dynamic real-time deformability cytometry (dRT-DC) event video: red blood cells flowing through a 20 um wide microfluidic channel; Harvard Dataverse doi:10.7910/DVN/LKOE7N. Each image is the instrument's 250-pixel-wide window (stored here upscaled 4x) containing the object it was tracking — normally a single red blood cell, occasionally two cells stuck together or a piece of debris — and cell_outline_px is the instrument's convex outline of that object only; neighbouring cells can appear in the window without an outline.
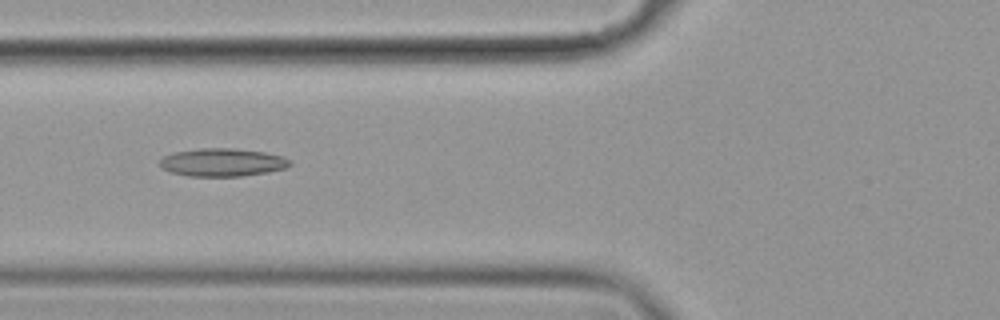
{"species": "common noctule bat (a hibernating species)", "species_latin": "Nyctalus noctula", "temperature_condition": "cold", "stored_images_in_passage": 10, "camera_frame_rate_fps": 3000, "um_per_image_px": 0.085, "animal": {"sex": "female", "body_mass_g": 19.9}, "frame": {"image": 1, "passage_image": 6, "time_ms": 1.667, "image_size_px": [1000, 320], "cell_outline_px": [[292, 164], [288, 168], [268, 172], [240, 176], [188, 176], [172, 172], [160, 168], [160, 160], [164, 156], [176, 152], [200, 148], [232, 148], [264, 152], [284, 156], [292, 160]], "centroid_in_image_um": [18.96, 13.8], "position_along_channel_um": 106.8, "area_um2": 21.33}}
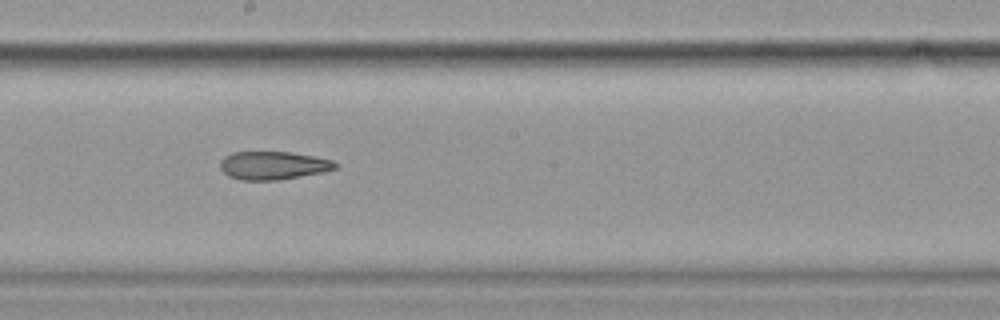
{"frame": {"image": 2, "passage_image": 9, "time_ms": 2.667, "image_size_px": [1000, 320], "cell_outline_px": [[340, 164], [336, 168], [320, 172], [276, 180], [240, 180], [228, 176], [220, 168], [220, 160], [224, 156], [232, 152], [292, 152], [316, 156], [332, 160]], "centroid_in_image_um": [23.2, 14.05], "position_along_channel_um": 225.0, "area_um2": 18.9}}
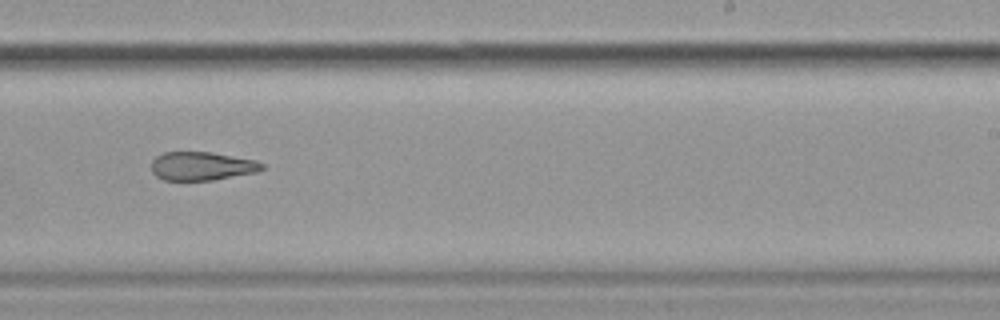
{"frame": {"image": 3, "passage_image": 10, "time_ms": 3.0, "image_size_px": [1000, 320], "cell_outline_px": [[264, 168], [256, 172], [212, 180], [164, 180], [156, 176], [152, 172], [152, 160], [156, 156], [164, 152], [212, 152], [256, 160], [264, 164]], "centroid_in_image_um": [17.15, 14.11], "position_along_channel_um": 271.9, "area_um2": 18.38}}